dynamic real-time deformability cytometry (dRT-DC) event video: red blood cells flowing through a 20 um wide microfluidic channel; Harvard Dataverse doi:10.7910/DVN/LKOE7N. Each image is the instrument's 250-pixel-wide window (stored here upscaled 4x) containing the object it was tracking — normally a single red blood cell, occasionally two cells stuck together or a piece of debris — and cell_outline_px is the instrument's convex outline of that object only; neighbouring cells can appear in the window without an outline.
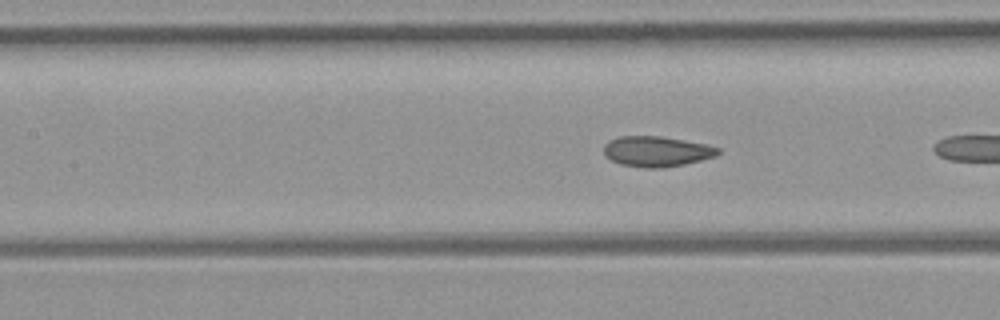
{"species": "common noctule bat (a hibernating species)", "species_latin": "Nyctalus noctula", "temperature_condition": "room temperature", "stored_images_in_passage": 11, "segment_of_instrument_passage": [1, 2], "camera_frame_rate_fps": 3000, "um_per_image_px": 0.085, "animal": {"sex": "female", "body_mass_g": 21.9}, "frame": {"image": 1, "passage_image": 7, "time_ms": 7.333, "image_size_px": [1000, 320], "cell_outline_px": [[720, 152], [716, 156], [684, 164], [664, 168], [644, 168], [620, 164], [604, 156], [604, 144], [608, 140], [620, 136], [660, 136], [708, 144], [720, 148]], "centroid_in_image_um": [55.8, 12.87], "position_along_channel_um": 151.6, "area_um2": 20.4}}